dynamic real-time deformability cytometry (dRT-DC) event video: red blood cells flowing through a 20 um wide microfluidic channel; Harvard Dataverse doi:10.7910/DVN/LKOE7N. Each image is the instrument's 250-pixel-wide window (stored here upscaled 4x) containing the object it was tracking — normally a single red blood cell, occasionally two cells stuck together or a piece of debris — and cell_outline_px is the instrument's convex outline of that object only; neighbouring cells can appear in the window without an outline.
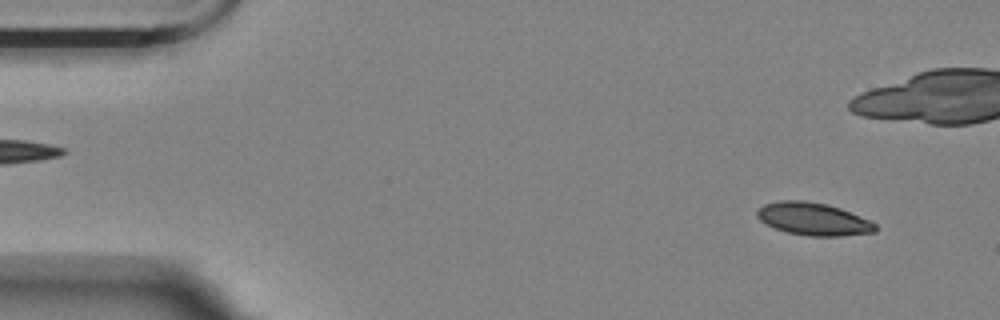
{"species": "Egyptian fruit bat (a non-hibernating species)", "species_latin": "Rousettus aegyptiacus", "temperature_condition": "room temperature", "stored_images_in_passage": 56, "camera_frame_rate_fps": 3000, "um_per_image_px": 0.085, "animal": {"sex": "female"}, "frame": {"image": 1, "passage_image": 3, "time_ms": 0.667, "image_size_px": [1000, 320], "cell_outline_px": [[876, 232], [840, 236], [808, 236], [788, 232], [764, 224], [756, 216], [756, 212], [764, 204], [780, 200], [804, 200], [828, 204], [840, 208], [868, 220], [876, 224]], "centroid_in_image_um": [69.11, 18.61], "position_along_channel_um": 15.9, "area_um2": 22.43}}
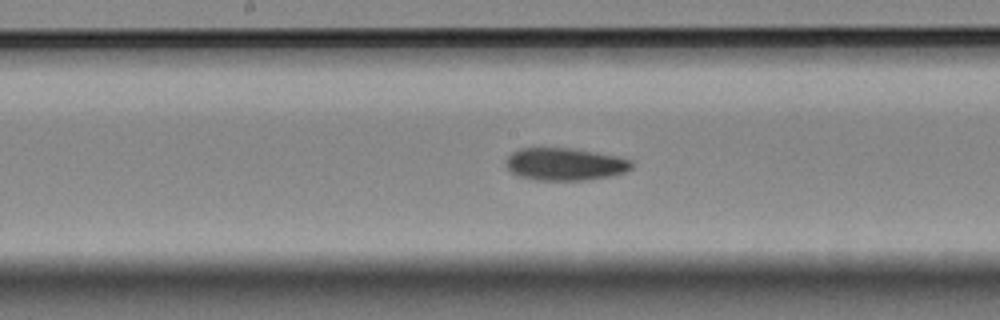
{"frame": {"image": 2, "passage_image": 27, "time_ms": 8.667, "image_size_px": [1000, 320], "cell_outline_px": [[636, 164], [628, 172], [588, 180], [536, 180], [516, 176], [504, 164], [504, 160], [512, 152], [520, 148], [576, 148], [616, 156], [632, 160]], "centroid_in_image_um": [48.03, 13.95], "position_along_channel_um": 200.2, "area_um2": 24.22}}
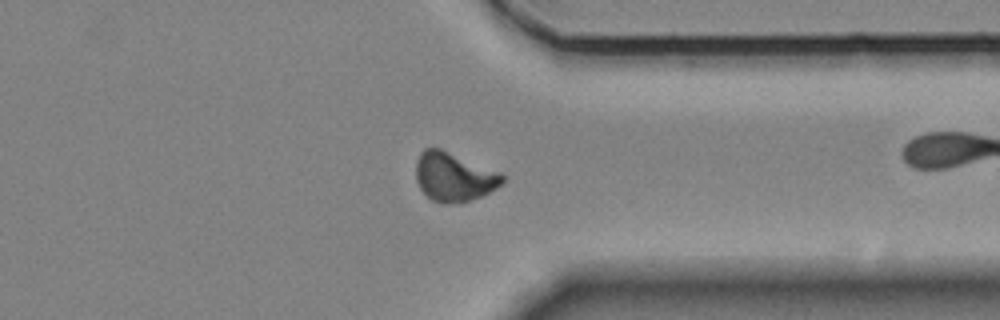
{"frame": {"image": 3, "passage_image": 42, "time_ms": 13.667, "image_size_px": [1000, 320], "cell_outline_px": [[504, 184], [480, 196], [468, 200], [448, 204], [444, 204], [432, 200], [420, 188], [416, 180], [416, 160], [420, 152], [424, 148], [440, 148], [500, 172], [504, 176]], "centroid_in_image_um": [38.56, 15.02], "position_along_channel_um": 372.8, "area_um2": 24.51}, "authors_computed_cell_mechanics": {"area_um2": 23.7558, "velocity_mm_per_s": 3.504, "shape_relaxation_time_tau1_ms": null, "shape_relaxation_time_tau2_ms": 6.3067, "deformation_change_tau1": null, "deformation_change_tau2": 0.0968}}